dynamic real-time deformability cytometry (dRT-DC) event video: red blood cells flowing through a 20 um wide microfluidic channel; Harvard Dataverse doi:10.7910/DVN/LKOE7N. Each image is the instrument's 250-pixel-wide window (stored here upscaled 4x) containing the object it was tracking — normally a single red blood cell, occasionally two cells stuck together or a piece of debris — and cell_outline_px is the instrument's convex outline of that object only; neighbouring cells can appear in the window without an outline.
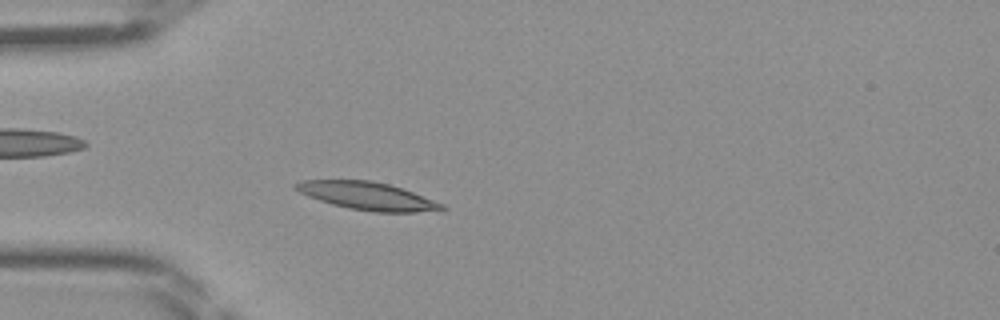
{"species": "Egyptian fruit bat (a non-hibernating species)", "species_latin": "Rousettus aegyptiacus", "temperature_condition": "room temperature", "stored_images_in_passage": 43, "camera_frame_rate_fps": 3000, "um_per_image_px": 0.085, "frame": {"image": 1, "passage_image": 10, "time_ms": 3.0, "image_size_px": [1000, 320], "cell_outline_px": [[448, 208], [416, 212], [376, 212], [348, 208], [332, 204], [308, 196], [300, 192], [292, 184], [300, 180], [368, 180], [388, 184], [412, 192], [444, 204]], "centroid_in_image_um": [31.19, 16.65], "position_along_channel_um": 53.8, "area_um2": 23.29}}
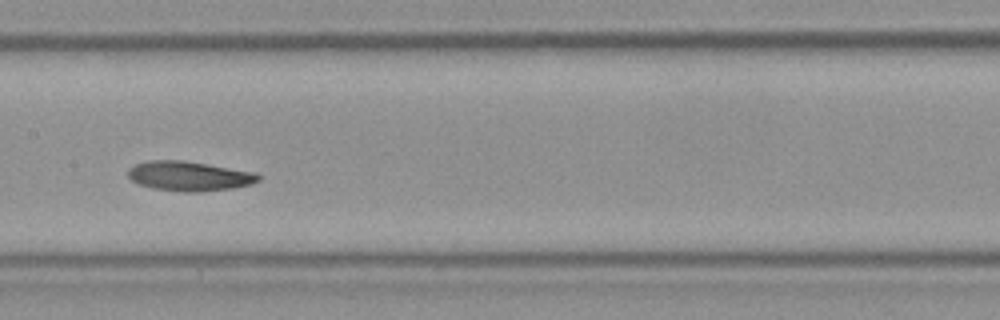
{"frame": {"image": 2, "passage_image": 20, "time_ms": 6.333, "image_size_px": [1000, 320], "cell_outline_px": [[260, 180], [252, 184], [232, 188], [204, 192], [184, 192], [152, 188], [140, 184], [132, 180], [128, 176], [128, 168], [136, 164], [148, 160], [180, 160], [256, 172], [260, 176]], "centroid_in_image_um": [16.09, 14.97], "position_along_channel_um": 191.3, "area_um2": 22.48}}
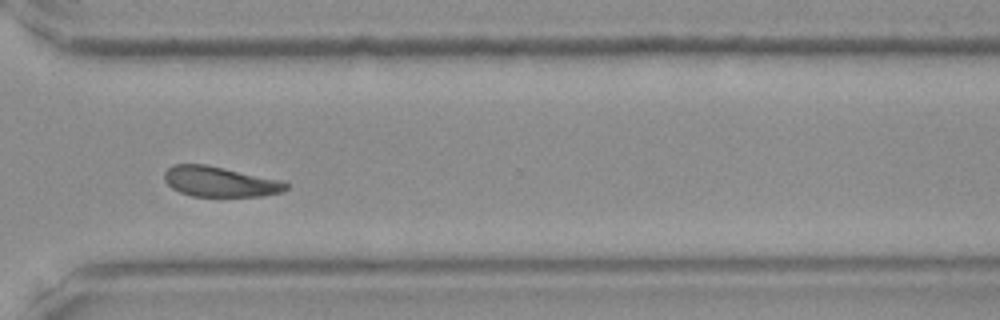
{"frame": {"image": 3, "passage_image": 31, "time_ms": 10.0, "image_size_px": [1000, 320], "cell_outline_px": [[288, 188], [284, 192], [260, 196], [192, 196], [180, 192], [172, 188], [164, 180], [164, 172], [172, 164], [204, 164], [284, 180], [288, 184]], "centroid_in_image_um": [18.72, 15.44], "position_along_channel_um": 351.9, "area_um2": 21.56}}